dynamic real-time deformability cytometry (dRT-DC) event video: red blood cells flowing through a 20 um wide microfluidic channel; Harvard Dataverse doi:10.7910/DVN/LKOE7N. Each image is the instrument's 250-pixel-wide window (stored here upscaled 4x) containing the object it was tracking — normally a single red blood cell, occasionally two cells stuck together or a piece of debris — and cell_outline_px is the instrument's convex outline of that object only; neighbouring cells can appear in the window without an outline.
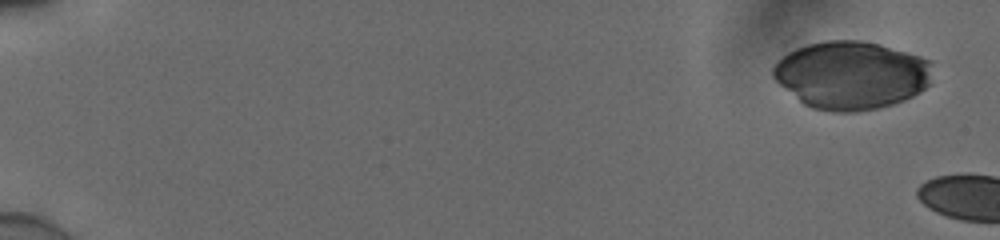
{"species": "human", "species_latin": "Homo sapiens", "temperature_condition": "cold", "stored_images_in_passage": 5, "camera_frame_rate_fps": 3000, "um_per_image_px": 0.085, "donor": {"sex": "male"}, "frame": {"image": 1, "passage_image": 1, "time_ms": 0.0, "image_size_px": [1000, 240], "cell_outline_px": [[932, 60], [928, 84], [920, 92], [904, 100], [880, 108], [860, 112], [832, 112], [812, 108], [804, 104], [780, 84], [772, 76], [772, 68], [776, 60], [788, 52], [796, 48], [808, 44], [824, 40], [860, 40], [880, 44], [920, 56]], "centroid_in_image_um": [72.34, 6.38], "position_along_channel_um": 12.7, "area_um2": 63.41}}